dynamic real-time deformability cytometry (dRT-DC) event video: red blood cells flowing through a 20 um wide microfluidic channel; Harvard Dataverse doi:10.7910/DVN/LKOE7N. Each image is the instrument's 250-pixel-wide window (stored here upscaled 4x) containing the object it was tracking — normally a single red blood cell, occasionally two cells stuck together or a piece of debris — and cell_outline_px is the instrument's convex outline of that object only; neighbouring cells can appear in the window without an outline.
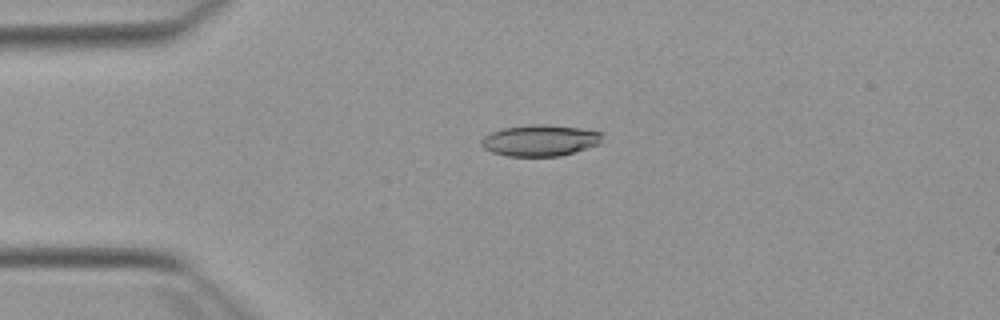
{"species": "Egyptian fruit bat (a non-hibernating species)", "species_latin": "Rousettus aegyptiacus", "temperature_condition": "warm", "stored_images_in_passage": 52, "camera_frame_rate_fps": 3000, "um_per_image_px": 0.085, "animal": {"sex": "female"}, "frame": {"image": 1, "passage_image": 12, "time_ms": 3.667, "image_size_px": [1000, 320], "cell_outline_px": [[604, 132], [600, 144], [560, 156], [508, 156], [492, 152], [484, 148], [480, 144], [480, 140], [484, 136], [492, 132], [504, 128], [536, 124], [548, 124], [580, 128]], "centroid_in_image_um": [45.93, 11.93], "position_along_channel_um": 39.1, "area_um2": 22.08}}
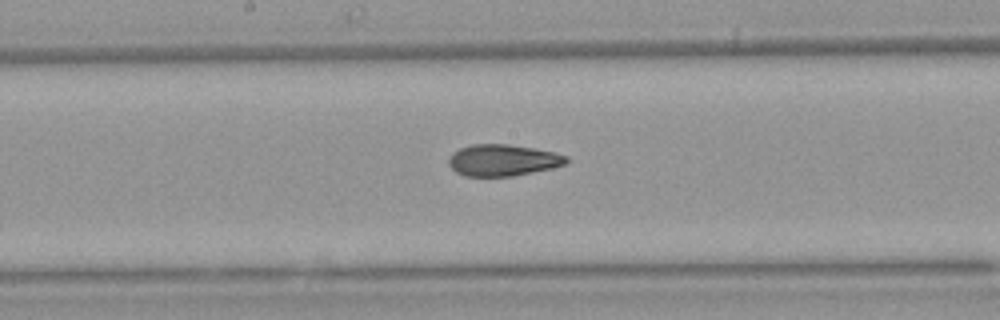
{"frame": {"image": 2, "passage_image": 27, "time_ms": 8.667, "image_size_px": [1000, 320], "cell_outline_px": [[568, 164], [552, 168], [512, 176], [464, 176], [456, 172], [448, 164], [448, 160], [452, 152], [460, 148], [472, 144], [508, 144], [532, 148], [552, 152], [568, 156]], "centroid_in_image_um": [42.73, 13.62], "position_along_channel_um": 205.5, "area_um2": 21.62}}
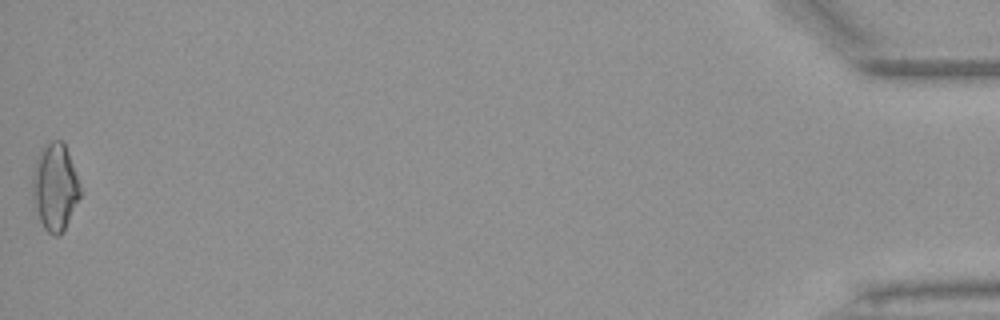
{"frame": {"image": 3, "passage_image": 52, "time_ms": 17.0, "image_size_px": [1000, 320], "cell_outline_px": [[80, 196], [60, 236], [52, 236], [44, 228], [40, 220], [32, 196], [32, 176], [36, 156], [52, 140], [60, 140], [64, 144], [68, 152], [80, 184]], "centroid_in_image_um": [4.66, 15.9], "position_along_channel_um": 430.5, "area_um2": 23.81}, "authors_computed_cell_mechanics": {"area_um2": 21.8195, "velocity_mm_per_s": 3.91, "shape_relaxation_time_tau1_ms": 8.8625, "shape_relaxation_time_tau2_ms": 2.438, "deformation_change_tau1": 0.2335, "deformation_change_tau2": 0.0961}}